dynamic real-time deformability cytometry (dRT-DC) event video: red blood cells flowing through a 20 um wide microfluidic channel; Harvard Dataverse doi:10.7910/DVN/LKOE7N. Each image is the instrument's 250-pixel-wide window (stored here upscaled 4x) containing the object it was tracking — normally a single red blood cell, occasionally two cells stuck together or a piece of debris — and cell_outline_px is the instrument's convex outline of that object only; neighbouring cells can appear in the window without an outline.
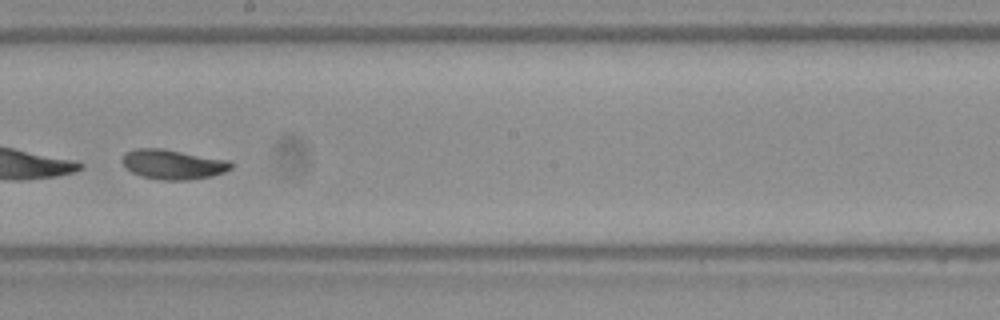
{"species": "Egyptian fruit bat (a non-hibernating species)", "species_latin": "Rousettus aegyptiacus", "temperature_condition": "warm", "stored_images_in_passage": 45, "segment_of_instrument_passage": [2, 2], "camera_frame_rate_fps": 3000, "um_per_image_px": 0.085, "frame": {"image": 1, "passage_image": 22, "time_ms": 7.0, "image_size_px": [1000, 320], "cell_outline_px": [[232, 168], [224, 172], [212, 176], [188, 180], [160, 180], [144, 176], [132, 172], [120, 160], [124, 152], [136, 148], [164, 148], [228, 160], [232, 164]], "centroid_in_image_um": [14.69, 13.96], "position_along_channel_um": 233.5, "area_um2": 18.9}}
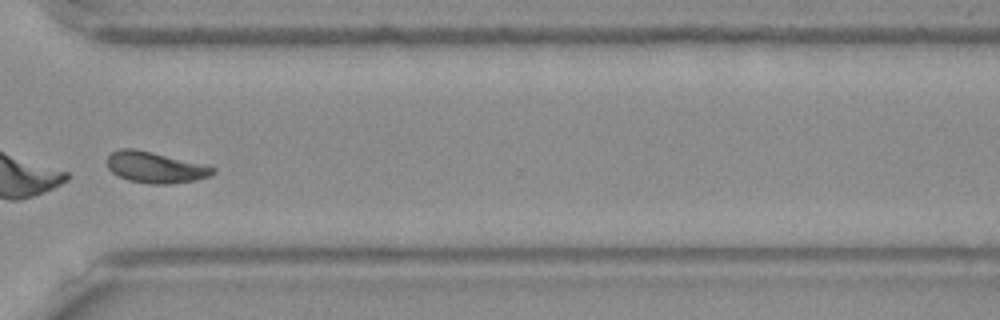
{"frame": {"image": 2, "passage_image": 32, "time_ms": 10.333, "image_size_px": [1000, 320], "cell_outline_px": [[216, 172], [212, 176], [196, 180], [164, 184], [152, 184], [128, 180], [112, 172], [108, 168], [108, 156], [112, 152], [120, 148], [132, 148], [152, 152], [204, 164], [216, 168]], "centroid_in_image_um": [13.23, 14.22], "position_along_channel_um": 357.4, "area_um2": 19.07}}